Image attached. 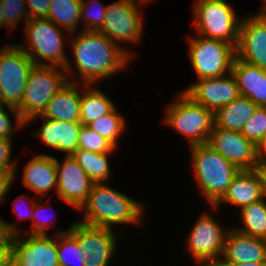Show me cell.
I'll return each mask as SVG.
<instances>
[{
    "label": "cell",
    "mask_w": 266,
    "mask_h": 266,
    "mask_svg": "<svg viewBox=\"0 0 266 266\" xmlns=\"http://www.w3.org/2000/svg\"><path fill=\"white\" fill-rule=\"evenodd\" d=\"M70 41L75 64L82 77L81 83L85 85L113 76L132 58L127 48L97 31L83 30Z\"/></svg>",
    "instance_id": "1"
},
{
    "label": "cell",
    "mask_w": 266,
    "mask_h": 266,
    "mask_svg": "<svg viewBox=\"0 0 266 266\" xmlns=\"http://www.w3.org/2000/svg\"><path fill=\"white\" fill-rule=\"evenodd\" d=\"M83 208L86 215L80 222L111 229L114 224H139L143 211L142 204L103 183L92 185Z\"/></svg>",
    "instance_id": "2"
},
{
    "label": "cell",
    "mask_w": 266,
    "mask_h": 266,
    "mask_svg": "<svg viewBox=\"0 0 266 266\" xmlns=\"http://www.w3.org/2000/svg\"><path fill=\"white\" fill-rule=\"evenodd\" d=\"M195 177L203 195L215 206L240 171L207 143L190 146Z\"/></svg>",
    "instance_id": "3"
},
{
    "label": "cell",
    "mask_w": 266,
    "mask_h": 266,
    "mask_svg": "<svg viewBox=\"0 0 266 266\" xmlns=\"http://www.w3.org/2000/svg\"><path fill=\"white\" fill-rule=\"evenodd\" d=\"M28 45H17L37 66H56L71 73L70 63L64 53V41L61 28L47 18L29 19L25 26ZM41 60L48 61L43 63ZM49 63V64H48Z\"/></svg>",
    "instance_id": "4"
},
{
    "label": "cell",
    "mask_w": 266,
    "mask_h": 266,
    "mask_svg": "<svg viewBox=\"0 0 266 266\" xmlns=\"http://www.w3.org/2000/svg\"><path fill=\"white\" fill-rule=\"evenodd\" d=\"M166 109L165 123L189 137V146L205 144L214 126V113L184 92Z\"/></svg>",
    "instance_id": "5"
},
{
    "label": "cell",
    "mask_w": 266,
    "mask_h": 266,
    "mask_svg": "<svg viewBox=\"0 0 266 266\" xmlns=\"http://www.w3.org/2000/svg\"><path fill=\"white\" fill-rule=\"evenodd\" d=\"M193 10L199 35L237 47L241 21L231 5L225 0H196Z\"/></svg>",
    "instance_id": "6"
},
{
    "label": "cell",
    "mask_w": 266,
    "mask_h": 266,
    "mask_svg": "<svg viewBox=\"0 0 266 266\" xmlns=\"http://www.w3.org/2000/svg\"><path fill=\"white\" fill-rule=\"evenodd\" d=\"M56 66H37L31 70L25 84L22 103L17 107L25 123L39 116L46 109L52 97L67 83L65 69Z\"/></svg>",
    "instance_id": "7"
},
{
    "label": "cell",
    "mask_w": 266,
    "mask_h": 266,
    "mask_svg": "<svg viewBox=\"0 0 266 266\" xmlns=\"http://www.w3.org/2000/svg\"><path fill=\"white\" fill-rule=\"evenodd\" d=\"M198 36L190 38L188 42L190 62L198 79L232 73L236 47L221 40Z\"/></svg>",
    "instance_id": "8"
},
{
    "label": "cell",
    "mask_w": 266,
    "mask_h": 266,
    "mask_svg": "<svg viewBox=\"0 0 266 266\" xmlns=\"http://www.w3.org/2000/svg\"><path fill=\"white\" fill-rule=\"evenodd\" d=\"M6 46L0 50V95L6 106L17 108L35 63L17 45Z\"/></svg>",
    "instance_id": "9"
},
{
    "label": "cell",
    "mask_w": 266,
    "mask_h": 266,
    "mask_svg": "<svg viewBox=\"0 0 266 266\" xmlns=\"http://www.w3.org/2000/svg\"><path fill=\"white\" fill-rule=\"evenodd\" d=\"M200 216L191 229L186 245L201 265L214 266L222 258L227 232L208 213Z\"/></svg>",
    "instance_id": "10"
},
{
    "label": "cell",
    "mask_w": 266,
    "mask_h": 266,
    "mask_svg": "<svg viewBox=\"0 0 266 266\" xmlns=\"http://www.w3.org/2000/svg\"><path fill=\"white\" fill-rule=\"evenodd\" d=\"M136 0H119L106 5L103 27L98 31L113 40L137 42L141 40L143 24Z\"/></svg>",
    "instance_id": "11"
},
{
    "label": "cell",
    "mask_w": 266,
    "mask_h": 266,
    "mask_svg": "<svg viewBox=\"0 0 266 266\" xmlns=\"http://www.w3.org/2000/svg\"><path fill=\"white\" fill-rule=\"evenodd\" d=\"M207 144L239 170H254L260 161L258 146L238 131L214 125Z\"/></svg>",
    "instance_id": "12"
},
{
    "label": "cell",
    "mask_w": 266,
    "mask_h": 266,
    "mask_svg": "<svg viewBox=\"0 0 266 266\" xmlns=\"http://www.w3.org/2000/svg\"><path fill=\"white\" fill-rule=\"evenodd\" d=\"M111 228L91 226L74 222L69 231L76 237L83 250L82 261L85 266H108L116 252V238Z\"/></svg>",
    "instance_id": "13"
},
{
    "label": "cell",
    "mask_w": 266,
    "mask_h": 266,
    "mask_svg": "<svg viewBox=\"0 0 266 266\" xmlns=\"http://www.w3.org/2000/svg\"><path fill=\"white\" fill-rule=\"evenodd\" d=\"M11 236L12 263L16 266H59L57 239L48 235Z\"/></svg>",
    "instance_id": "14"
},
{
    "label": "cell",
    "mask_w": 266,
    "mask_h": 266,
    "mask_svg": "<svg viewBox=\"0 0 266 266\" xmlns=\"http://www.w3.org/2000/svg\"><path fill=\"white\" fill-rule=\"evenodd\" d=\"M195 103L215 113L240 96L236 78L232 73L221 77L199 79L183 91Z\"/></svg>",
    "instance_id": "15"
},
{
    "label": "cell",
    "mask_w": 266,
    "mask_h": 266,
    "mask_svg": "<svg viewBox=\"0 0 266 266\" xmlns=\"http://www.w3.org/2000/svg\"><path fill=\"white\" fill-rule=\"evenodd\" d=\"M57 171L56 192L65 203L80 209L87 201L94 184L72 155L61 164L55 157Z\"/></svg>",
    "instance_id": "16"
},
{
    "label": "cell",
    "mask_w": 266,
    "mask_h": 266,
    "mask_svg": "<svg viewBox=\"0 0 266 266\" xmlns=\"http://www.w3.org/2000/svg\"><path fill=\"white\" fill-rule=\"evenodd\" d=\"M236 57L266 70V15H251L240 22Z\"/></svg>",
    "instance_id": "17"
},
{
    "label": "cell",
    "mask_w": 266,
    "mask_h": 266,
    "mask_svg": "<svg viewBox=\"0 0 266 266\" xmlns=\"http://www.w3.org/2000/svg\"><path fill=\"white\" fill-rule=\"evenodd\" d=\"M227 231L222 257L218 262L266 261V240L242 234L235 228Z\"/></svg>",
    "instance_id": "18"
},
{
    "label": "cell",
    "mask_w": 266,
    "mask_h": 266,
    "mask_svg": "<svg viewBox=\"0 0 266 266\" xmlns=\"http://www.w3.org/2000/svg\"><path fill=\"white\" fill-rule=\"evenodd\" d=\"M42 119L44 124L34 135L40 138L45 145L64 151L67 156L78 150V136L82 125L80 122Z\"/></svg>",
    "instance_id": "19"
},
{
    "label": "cell",
    "mask_w": 266,
    "mask_h": 266,
    "mask_svg": "<svg viewBox=\"0 0 266 266\" xmlns=\"http://www.w3.org/2000/svg\"><path fill=\"white\" fill-rule=\"evenodd\" d=\"M264 198L261 177L256 169L240 170L233 178L226 194L213 209L221 207L222 202L239 206L241 209Z\"/></svg>",
    "instance_id": "20"
},
{
    "label": "cell",
    "mask_w": 266,
    "mask_h": 266,
    "mask_svg": "<svg viewBox=\"0 0 266 266\" xmlns=\"http://www.w3.org/2000/svg\"><path fill=\"white\" fill-rule=\"evenodd\" d=\"M232 74L236 78L240 96L257 106L266 107V70L235 57Z\"/></svg>",
    "instance_id": "21"
},
{
    "label": "cell",
    "mask_w": 266,
    "mask_h": 266,
    "mask_svg": "<svg viewBox=\"0 0 266 266\" xmlns=\"http://www.w3.org/2000/svg\"><path fill=\"white\" fill-rule=\"evenodd\" d=\"M77 84L68 80L67 83L52 97L46 109L39 116L31 117L26 124L35 118H49L59 121L80 122L81 95Z\"/></svg>",
    "instance_id": "22"
},
{
    "label": "cell",
    "mask_w": 266,
    "mask_h": 266,
    "mask_svg": "<svg viewBox=\"0 0 266 266\" xmlns=\"http://www.w3.org/2000/svg\"><path fill=\"white\" fill-rule=\"evenodd\" d=\"M22 180L36 195L40 194L42 200L51 189H57L55 157L47 154L36 155L24 166Z\"/></svg>",
    "instance_id": "23"
},
{
    "label": "cell",
    "mask_w": 266,
    "mask_h": 266,
    "mask_svg": "<svg viewBox=\"0 0 266 266\" xmlns=\"http://www.w3.org/2000/svg\"><path fill=\"white\" fill-rule=\"evenodd\" d=\"M257 107L249 98L239 96L214 113V125L224 130L241 132Z\"/></svg>",
    "instance_id": "24"
},
{
    "label": "cell",
    "mask_w": 266,
    "mask_h": 266,
    "mask_svg": "<svg viewBox=\"0 0 266 266\" xmlns=\"http://www.w3.org/2000/svg\"><path fill=\"white\" fill-rule=\"evenodd\" d=\"M93 86L94 85L85 84L81 86L84 87V89L85 87H90L89 90L85 91L84 94L81 95L80 123L82 125L88 126L91 122L110 113L116 107L114 102H112L106 94L98 88H93Z\"/></svg>",
    "instance_id": "25"
},
{
    "label": "cell",
    "mask_w": 266,
    "mask_h": 266,
    "mask_svg": "<svg viewBox=\"0 0 266 266\" xmlns=\"http://www.w3.org/2000/svg\"><path fill=\"white\" fill-rule=\"evenodd\" d=\"M82 0H51L47 19L69 33H75L81 20Z\"/></svg>",
    "instance_id": "26"
},
{
    "label": "cell",
    "mask_w": 266,
    "mask_h": 266,
    "mask_svg": "<svg viewBox=\"0 0 266 266\" xmlns=\"http://www.w3.org/2000/svg\"><path fill=\"white\" fill-rule=\"evenodd\" d=\"M109 154L111 153H93L78 149L72 154V157L94 184H100L110 178V165L107 159Z\"/></svg>",
    "instance_id": "27"
},
{
    "label": "cell",
    "mask_w": 266,
    "mask_h": 266,
    "mask_svg": "<svg viewBox=\"0 0 266 266\" xmlns=\"http://www.w3.org/2000/svg\"><path fill=\"white\" fill-rule=\"evenodd\" d=\"M242 228H235L238 232L266 240V202L261 199L240 209Z\"/></svg>",
    "instance_id": "28"
},
{
    "label": "cell",
    "mask_w": 266,
    "mask_h": 266,
    "mask_svg": "<svg viewBox=\"0 0 266 266\" xmlns=\"http://www.w3.org/2000/svg\"><path fill=\"white\" fill-rule=\"evenodd\" d=\"M125 123L124 117L118 113L115 107L110 113L97 118L88 126L117 148V139L125 129Z\"/></svg>",
    "instance_id": "29"
},
{
    "label": "cell",
    "mask_w": 266,
    "mask_h": 266,
    "mask_svg": "<svg viewBox=\"0 0 266 266\" xmlns=\"http://www.w3.org/2000/svg\"><path fill=\"white\" fill-rule=\"evenodd\" d=\"M56 234H58L57 256L59 266H75L76 263L77 266H85L82 261L84 252L79 247L76 237L69 231V229ZM69 258H73L75 261L70 260Z\"/></svg>",
    "instance_id": "30"
},
{
    "label": "cell",
    "mask_w": 266,
    "mask_h": 266,
    "mask_svg": "<svg viewBox=\"0 0 266 266\" xmlns=\"http://www.w3.org/2000/svg\"><path fill=\"white\" fill-rule=\"evenodd\" d=\"M78 149L93 153H111L116 147L106 138L100 136L87 125H81L78 136Z\"/></svg>",
    "instance_id": "31"
},
{
    "label": "cell",
    "mask_w": 266,
    "mask_h": 266,
    "mask_svg": "<svg viewBox=\"0 0 266 266\" xmlns=\"http://www.w3.org/2000/svg\"><path fill=\"white\" fill-rule=\"evenodd\" d=\"M241 133L259 146L266 136V107L258 106Z\"/></svg>",
    "instance_id": "32"
},
{
    "label": "cell",
    "mask_w": 266,
    "mask_h": 266,
    "mask_svg": "<svg viewBox=\"0 0 266 266\" xmlns=\"http://www.w3.org/2000/svg\"><path fill=\"white\" fill-rule=\"evenodd\" d=\"M97 3H98V6H100L98 8L100 9L98 10L96 9V11H91L92 10L91 8L94 5H97ZM106 8L107 6H104L102 2H100L99 0H91L88 2H85L84 0H82L81 20L83 19L82 22H84L85 20L84 23H86L84 27V31H97L98 32L103 27Z\"/></svg>",
    "instance_id": "33"
},
{
    "label": "cell",
    "mask_w": 266,
    "mask_h": 266,
    "mask_svg": "<svg viewBox=\"0 0 266 266\" xmlns=\"http://www.w3.org/2000/svg\"><path fill=\"white\" fill-rule=\"evenodd\" d=\"M5 13L6 27L10 29L16 28L20 19L25 20V24L29 21L25 0H1Z\"/></svg>",
    "instance_id": "34"
},
{
    "label": "cell",
    "mask_w": 266,
    "mask_h": 266,
    "mask_svg": "<svg viewBox=\"0 0 266 266\" xmlns=\"http://www.w3.org/2000/svg\"><path fill=\"white\" fill-rule=\"evenodd\" d=\"M5 107L7 109H10L11 113H14L13 115H15V120H16V125L20 128H23L24 126H26L25 121L22 119L20 112L17 108L15 107H11V106H4L2 108H0V136L5 137L7 139H11L12 133L14 132L13 130V125L9 119L10 116H8V114L6 113V111L4 110Z\"/></svg>",
    "instance_id": "35"
},
{
    "label": "cell",
    "mask_w": 266,
    "mask_h": 266,
    "mask_svg": "<svg viewBox=\"0 0 266 266\" xmlns=\"http://www.w3.org/2000/svg\"><path fill=\"white\" fill-rule=\"evenodd\" d=\"M12 140L0 136V171L16 174L17 163L11 161Z\"/></svg>",
    "instance_id": "36"
},
{
    "label": "cell",
    "mask_w": 266,
    "mask_h": 266,
    "mask_svg": "<svg viewBox=\"0 0 266 266\" xmlns=\"http://www.w3.org/2000/svg\"><path fill=\"white\" fill-rule=\"evenodd\" d=\"M51 0H25L29 19L47 18Z\"/></svg>",
    "instance_id": "37"
},
{
    "label": "cell",
    "mask_w": 266,
    "mask_h": 266,
    "mask_svg": "<svg viewBox=\"0 0 266 266\" xmlns=\"http://www.w3.org/2000/svg\"><path fill=\"white\" fill-rule=\"evenodd\" d=\"M41 208H42V206H40V204H38L37 202H34V210H33L34 213L32 214L33 215L32 216L33 227L31 229L32 232L29 233L31 235H47V232L45 229H46V227L47 228L51 227V226H49V223H47L48 220L46 222V221H43V219L41 220V217H38V215L40 213V212L38 213V210H40ZM44 220H46V219H44ZM46 224H48V225H46Z\"/></svg>",
    "instance_id": "38"
},
{
    "label": "cell",
    "mask_w": 266,
    "mask_h": 266,
    "mask_svg": "<svg viewBox=\"0 0 266 266\" xmlns=\"http://www.w3.org/2000/svg\"><path fill=\"white\" fill-rule=\"evenodd\" d=\"M12 264V243L11 238L0 244V266H10Z\"/></svg>",
    "instance_id": "39"
},
{
    "label": "cell",
    "mask_w": 266,
    "mask_h": 266,
    "mask_svg": "<svg viewBox=\"0 0 266 266\" xmlns=\"http://www.w3.org/2000/svg\"><path fill=\"white\" fill-rule=\"evenodd\" d=\"M16 225L10 224L0 218V244L9 237L21 234V229H17Z\"/></svg>",
    "instance_id": "40"
},
{
    "label": "cell",
    "mask_w": 266,
    "mask_h": 266,
    "mask_svg": "<svg viewBox=\"0 0 266 266\" xmlns=\"http://www.w3.org/2000/svg\"><path fill=\"white\" fill-rule=\"evenodd\" d=\"M15 176L12 173L0 171V203L5 199L11 184L14 182Z\"/></svg>",
    "instance_id": "41"
},
{
    "label": "cell",
    "mask_w": 266,
    "mask_h": 266,
    "mask_svg": "<svg viewBox=\"0 0 266 266\" xmlns=\"http://www.w3.org/2000/svg\"><path fill=\"white\" fill-rule=\"evenodd\" d=\"M256 170L258 171L261 180H262V187H263V195L264 198L266 197V160L265 159H260Z\"/></svg>",
    "instance_id": "42"
},
{
    "label": "cell",
    "mask_w": 266,
    "mask_h": 266,
    "mask_svg": "<svg viewBox=\"0 0 266 266\" xmlns=\"http://www.w3.org/2000/svg\"><path fill=\"white\" fill-rule=\"evenodd\" d=\"M214 266H266V261L247 262V263L217 262Z\"/></svg>",
    "instance_id": "43"
},
{
    "label": "cell",
    "mask_w": 266,
    "mask_h": 266,
    "mask_svg": "<svg viewBox=\"0 0 266 266\" xmlns=\"http://www.w3.org/2000/svg\"><path fill=\"white\" fill-rule=\"evenodd\" d=\"M19 199H20V198L18 197V198L14 201V204H13L14 209H13V210L15 211V213L17 214V216H19L20 219H26L27 217H28L29 219H30V218L32 219V216H33L32 214L34 213L33 210H34V202H35V201H33V203H32V206H33V207H32V206L30 207L32 212L30 211V213L26 216V211H25V212L23 211V212L25 213V215H24L23 212H20V213H19L20 207L17 206V205H21V204L18 203V202L21 201V200H19ZM20 203H21V202H20ZM18 207H19V208H18ZM22 213H23V215H22Z\"/></svg>",
    "instance_id": "44"
},
{
    "label": "cell",
    "mask_w": 266,
    "mask_h": 266,
    "mask_svg": "<svg viewBox=\"0 0 266 266\" xmlns=\"http://www.w3.org/2000/svg\"><path fill=\"white\" fill-rule=\"evenodd\" d=\"M260 159L266 160V136L262 143L258 146Z\"/></svg>",
    "instance_id": "45"
},
{
    "label": "cell",
    "mask_w": 266,
    "mask_h": 266,
    "mask_svg": "<svg viewBox=\"0 0 266 266\" xmlns=\"http://www.w3.org/2000/svg\"><path fill=\"white\" fill-rule=\"evenodd\" d=\"M2 26H6V20H5L4 9L2 7V2L0 0V27L2 28Z\"/></svg>",
    "instance_id": "46"
},
{
    "label": "cell",
    "mask_w": 266,
    "mask_h": 266,
    "mask_svg": "<svg viewBox=\"0 0 266 266\" xmlns=\"http://www.w3.org/2000/svg\"><path fill=\"white\" fill-rule=\"evenodd\" d=\"M264 3H265V5H264L265 9L262 11H259V13L257 15H266V0Z\"/></svg>",
    "instance_id": "47"
},
{
    "label": "cell",
    "mask_w": 266,
    "mask_h": 266,
    "mask_svg": "<svg viewBox=\"0 0 266 266\" xmlns=\"http://www.w3.org/2000/svg\"><path fill=\"white\" fill-rule=\"evenodd\" d=\"M138 2H139V5L141 6L142 4L145 5L146 3L150 2V0H139Z\"/></svg>",
    "instance_id": "48"
},
{
    "label": "cell",
    "mask_w": 266,
    "mask_h": 266,
    "mask_svg": "<svg viewBox=\"0 0 266 266\" xmlns=\"http://www.w3.org/2000/svg\"><path fill=\"white\" fill-rule=\"evenodd\" d=\"M4 106H5V104L3 103L2 98H1V95H0V108H2Z\"/></svg>",
    "instance_id": "49"
}]
</instances>
